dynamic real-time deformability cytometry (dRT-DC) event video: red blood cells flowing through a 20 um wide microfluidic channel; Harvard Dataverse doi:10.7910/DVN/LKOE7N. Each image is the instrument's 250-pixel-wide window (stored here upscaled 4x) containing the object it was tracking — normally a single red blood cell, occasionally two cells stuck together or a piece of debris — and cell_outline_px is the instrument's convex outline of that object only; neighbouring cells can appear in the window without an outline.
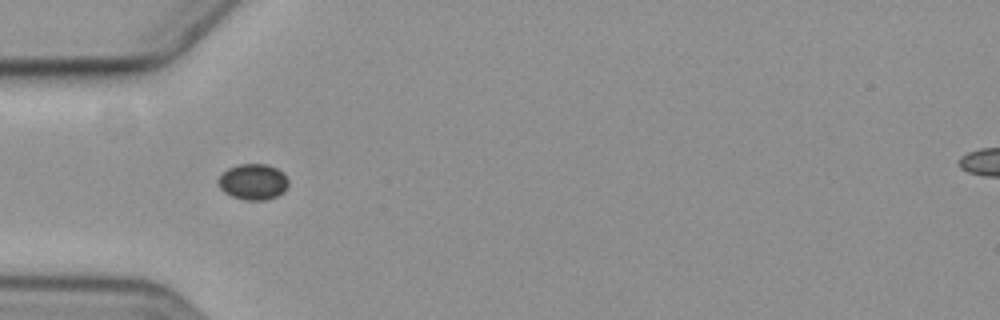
{"species": "common noctule bat (a hibernating species)", "species_latin": "Nyctalus noctula", "temperature_condition": "cold", "stored_images_in_passage": 2, "camera_frame_rate_fps": 3000, "um_per_image_px": 0.085, "animal": {"sex": "female", "body_mass_g": 19.3, "forearm_length_mm": 54.1}, "frame": {"image": 1, "passage_image": 1, "time_ms": 0.0, "image_size_px": [1000, 320], "cell_outline_px": [[288, 184], [284, 192], [276, 196], [264, 200], [244, 200], [232, 196], [224, 192], [220, 188], [220, 176], [228, 168], [236, 164], [268, 164], [276, 168], [288, 180]], "centroid_in_image_um": [21.52, 15.45], "position_along_channel_um": 63.5, "area_um2": 14.45}}
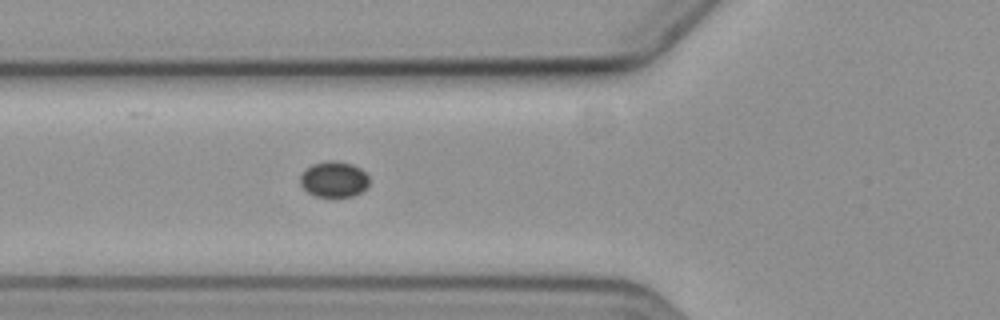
{"frame": {"image": 2, "passage_image": 2, "time_ms": 1.0, "image_size_px": [1000, 320], "cell_outline_px": [[368, 184], [360, 192], [352, 196], [316, 196], [308, 192], [300, 184], [300, 176], [312, 164], [328, 160], [336, 160], [352, 164], [360, 168], [368, 176]], "centroid_in_image_um": [28.37, 15.22], "position_along_channel_um": 97.4, "area_um2": 14.16}}